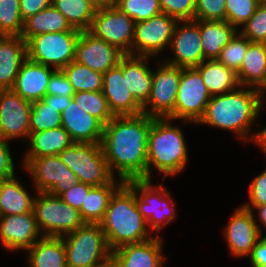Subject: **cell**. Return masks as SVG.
I'll list each match as a JSON object with an SVG mask.
<instances>
[{
  "label": "cell",
  "instance_id": "20",
  "mask_svg": "<svg viewBox=\"0 0 266 267\" xmlns=\"http://www.w3.org/2000/svg\"><path fill=\"white\" fill-rule=\"evenodd\" d=\"M163 239L159 234L139 243L121 246L112 251L111 258L119 267H163Z\"/></svg>",
  "mask_w": 266,
  "mask_h": 267
},
{
  "label": "cell",
  "instance_id": "50",
  "mask_svg": "<svg viewBox=\"0 0 266 267\" xmlns=\"http://www.w3.org/2000/svg\"><path fill=\"white\" fill-rule=\"evenodd\" d=\"M252 267H266V236H262L249 256Z\"/></svg>",
  "mask_w": 266,
  "mask_h": 267
},
{
  "label": "cell",
  "instance_id": "54",
  "mask_svg": "<svg viewBox=\"0 0 266 267\" xmlns=\"http://www.w3.org/2000/svg\"><path fill=\"white\" fill-rule=\"evenodd\" d=\"M257 210V216L259 217V219H256V222H258V220L260 221L261 224H263V226L266 228V204H263V205H259V206H256L254 209H253V212Z\"/></svg>",
  "mask_w": 266,
  "mask_h": 267
},
{
  "label": "cell",
  "instance_id": "16",
  "mask_svg": "<svg viewBox=\"0 0 266 267\" xmlns=\"http://www.w3.org/2000/svg\"><path fill=\"white\" fill-rule=\"evenodd\" d=\"M173 58L164 62L180 68H195L204 61L198 20L178 21L169 46Z\"/></svg>",
  "mask_w": 266,
  "mask_h": 267
},
{
  "label": "cell",
  "instance_id": "6",
  "mask_svg": "<svg viewBox=\"0 0 266 267\" xmlns=\"http://www.w3.org/2000/svg\"><path fill=\"white\" fill-rule=\"evenodd\" d=\"M36 194H34L33 213L43 236L62 237L86 224L80 212L59 196L47 192Z\"/></svg>",
  "mask_w": 266,
  "mask_h": 267
},
{
  "label": "cell",
  "instance_id": "39",
  "mask_svg": "<svg viewBox=\"0 0 266 267\" xmlns=\"http://www.w3.org/2000/svg\"><path fill=\"white\" fill-rule=\"evenodd\" d=\"M250 43L251 42L238 31L221 49L220 56L217 59L228 69L237 73Z\"/></svg>",
  "mask_w": 266,
  "mask_h": 267
},
{
  "label": "cell",
  "instance_id": "41",
  "mask_svg": "<svg viewBox=\"0 0 266 267\" xmlns=\"http://www.w3.org/2000/svg\"><path fill=\"white\" fill-rule=\"evenodd\" d=\"M225 1L226 21H228L237 30L240 29L251 18L260 3L258 0Z\"/></svg>",
  "mask_w": 266,
  "mask_h": 267
},
{
  "label": "cell",
  "instance_id": "2",
  "mask_svg": "<svg viewBox=\"0 0 266 267\" xmlns=\"http://www.w3.org/2000/svg\"><path fill=\"white\" fill-rule=\"evenodd\" d=\"M264 97L257 89L239 85L232 91L212 96L197 124L229 130L244 143H255L259 130L252 133L251 129L263 111Z\"/></svg>",
  "mask_w": 266,
  "mask_h": 267
},
{
  "label": "cell",
  "instance_id": "11",
  "mask_svg": "<svg viewBox=\"0 0 266 267\" xmlns=\"http://www.w3.org/2000/svg\"><path fill=\"white\" fill-rule=\"evenodd\" d=\"M152 71V87L143 113L153 118L174 120L175 101L181 79V68L166 62Z\"/></svg>",
  "mask_w": 266,
  "mask_h": 267
},
{
  "label": "cell",
  "instance_id": "36",
  "mask_svg": "<svg viewBox=\"0 0 266 267\" xmlns=\"http://www.w3.org/2000/svg\"><path fill=\"white\" fill-rule=\"evenodd\" d=\"M72 98L86 113L98 119L104 126L115 117L102 91H80L76 92Z\"/></svg>",
  "mask_w": 266,
  "mask_h": 267
},
{
  "label": "cell",
  "instance_id": "55",
  "mask_svg": "<svg viewBox=\"0 0 266 267\" xmlns=\"http://www.w3.org/2000/svg\"><path fill=\"white\" fill-rule=\"evenodd\" d=\"M97 267H119V266L112 258H109L106 262L98 265Z\"/></svg>",
  "mask_w": 266,
  "mask_h": 267
},
{
  "label": "cell",
  "instance_id": "45",
  "mask_svg": "<svg viewBox=\"0 0 266 267\" xmlns=\"http://www.w3.org/2000/svg\"><path fill=\"white\" fill-rule=\"evenodd\" d=\"M266 204V169L258 176L254 177L249 185V202L241 206L253 211L256 206Z\"/></svg>",
  "mask_w": 266,
  "mask_h": 267
},
{
  "label": "cell",
  "instance_id": "29",
  "mask_svg": "<svg viewBox=\"0 0 266 267\" xmlns=\"http://www.w3.org/2000/svg\"><path fill=\"white\" fill-rule=\"evenodd\" d=\"M26 253L28 267H67L62 237L43 236Z\"/></svg>",
  "mask_w": 266,
  "mask_h": 267
},
{
  "label": "cell",
  "instance_id": "42",
  "mask_svg": "<svg viewBox=\"0 0 266 267\" xmlns=\"http://www.w3.org/2000/svg\"><path fill=\"white\" fill-rule=\"evenodd\" d=\"M250 42L266 43V2H260L251 18L238 30Z\"/></svg>",
  "mask_w": 266,
  "mask_h": 267
},
{
  "label": "cell",
  "instance_id": "33",
  "mask_svg": "<svg viewBox=\"0 0 266 267\" xmlns=\"http://www.w3.org/2000/svg\"><path fill=\"white\" fill-rule=\"evenodd\" d=\"M116 178L118 177H115L109 184L94 186L88 192L79 211L85 223L99 224L103 220L110 197L123 183L121 179Z\"/></svg>",
  "mask_w": 266,
  "mask_h": 267
},
{
  "label": "cell",
  "instance_id": "30",
  "mask_svg": "<svg viewBox=\"0 0 266 267\" xmlns=\"http://www.w3.org/2000/svg\"><path fill=\"white\" fill-rule=\"evenodd\" d=\"M15 175L0 181V216L33 212L35 197Z\"/></svg>",
  "mask_w": 266,
  "mask_h": 267
},
{
  "label": "cell",
  "instance_id": "32",
  "mask_svg": "<svg viewBox=\"0 0 266 267\" xmlns=\"http://www.w3.org/2000/svg\"><path fill=\"white\" fill-rule=\"evenodd\" d=\"M63 31H80L73 28L64 15L50 6L24 20L21 36L28 42L33 36Z\"/></svg>",
  "mask_w": 266,
  "mask_h": 267
},
{
  "label": "cell",
  "instance_id": "19",
  "mask_svg": "<svg viewBox=\"0 0 266 267\" xmlns=\"http://www.w3.org/2000/svg\"><path fill=\"white\" fill-rule=\"evenodd\" d=\"M42 237L33 212L0 216V242L9 252L25 251Z\"/></svg>",
  "mask_w": 266,
  "mask_h": 267
},
{
  "label": "cell",
  "instance_id": "13",
  "mask_svg": "<svg viewBox=\"0 0 266 267\" xmlns=\"http://www.w3.org/2000/svg\"><path fill=\"white\" fill-rule=\"evenodd\" d=\"M178 20L160 13L135 23L132 55L153 57L170 46Z\"/></svg>",
  "mask_w": 266,
  "mask_h": 267
},
{
  "label": "cell",
  "instance_id": "49",
  "mask_svg": "<svg viewBox=\"0 0 266 267\" xmlns=\"http://www.w3.org/2000/svg\"><path fill=\"white\" fill-rule=\"evenodd\" d=\"M52 6V0H20V13L23 20Z\"/></svg>",
  "mask_w": 266,
  "mask_h": 267
},
{
  "label": "cell",
  "instance_id": "23",
  "mask_svg": "<svg viewBox=\"0 0 266 267\" xmlns=\"http://www.w3.org/2000/svg\"><path fill=\"white\" fill-rule=\"evenodd\" d=\"M56 69L27 58L22 64L12 90L25 100L33 103L47 95V87Z\"/></svg>",
  "mask_w": 266,
  "mask_h": 267
},
{
  "label": "cell",
  "instance_id": "17",
  "mask_svg": "<svg viewBox=\"0 0 266 267\" xmlns=\"http://www.w3.org/2000/svg\"><path fill=\"white\" fill-rule=\"evenodd\" d=\"M254 214L253 211L240 206L234 210V214L224 227L223 235L232 256H250L253 247L263 236L261 224L256 222Z\"/></svg>",
  "mask_w": 266,
  "mask_h": 267
},
{
  "label": "cell",
  "instance_id": "14",
  "mask_svg": "<svg viewBox=\"0 0 266 267\" xmlns=\"http://www.w3.org/2000/svg\"><path fill=\"white\" fill-rule=\"evenodd\" d=\"M135 21L118 8L97 9L88 30L95 37L132 55Z\"/></svg>",
  "mask_w": 266,
  "mask_h": 267
},
{
  "label": "cell",
  "instance_id": "40",
  "mask_svg": "<svg viewBox=\"0 0 266 267\" xmlns=\"http://www.w3.org/2000/svg\"><path fill=\"white\" fill-rule=\"evenodd\" d=\"M117 8L135 23L162 13L159 0H119Z\"/></svg>",
  "mask_w": 266,
  "mask_h": 267
},
{
  "label": "cell",
  "instance_id": "15",
  "mask_svg": "<svg viewBox=\"0 0 266 267\" xmlns=\"http://www.w3.org/2000/svg\"><path fill=\"white\" fill-rule=\"evenodd\" d=\"M31 106L12 89L0 90V137L7 141L22 138L27 142Z\"/></svg>",
  "mask_w": 266,
  "mask_h": 267
},
{
  "label": "cell",
  "instance_id": "9",
  "mask_svg": "<svg viewBox=\"0 0 266 267\" xmlns=\"http://www.w3.org/2000/svg\"><path fill=\"white\" fill-rule=\"evenodd\" d=\"M80 32H50L33 36L27 42V56L42 65L63 69L75 59V47Z\"/></svg>",
  "mask_w": 266,
  "mask_h": 267
},
{
  "label": "cell",
  "instance_id": "47",
  "mask_svg": "<svg viewBox=\"0 0 266 267\" xmlns=\"http://www.w3.org/2000/svg\"><path fill=\"white\" fill-rule=\"evenodd\" d=\"M93 187L94 186L92 185L79 182L71 187L68 191L62 193L59 197L69 206L80 211L82 203L86 199L88 192Z\"/></svg>",
  "mask_w": 266,
  "mask_h": 267
},
{
  "label": "cell",
  "instance_id": "44",
  "mask_svg": "<svg viewBox=\"0 0 266 267\" xmlns=\"http://www.w3.org/2000/svg\"><path fill=\"white\" fill-rule=\"evenodd\" d=\"M225 0H196L194 20L226 21Z\"/></svg>",
  "mask_w": 266,
  "mask_h": 267
},
{
  "label": "cell",
  "instance_id": "7",
  "mask_svg": "<svg viewBox=\"0 0 266 267\" xmlns=\"http://www.w3.org/2000/svg\"><path fill=\"white\" fill-rule=\"evenodd\" d=\"M58 156L81 183L103 186L116 177L109 169L101 144L73 142Z\"/></svg>",
  "mask_w": 266,
  "mask_h": 267
},
{
  "label": "cell",
  "instance_id": "53",
  "mask_svg": "<svg viewBox=\"0 0 266 267\" xmlns=\"http://www.w3.org/2000/svg\"><path fill=\"white\" fill-rule=\"evenodd\" d=\"M255 144L263 150L262 153L266 156V126L259 131Z\"/></svg>",
  "mask_w": 266,
  "mask_h": 267
},
{
  "label": "cell",
  "instance_id": "4",
  "mask_svg": "<svg viewBox=\"0 0 266 267\" xmlns=\"http://www.w3.org/2000/svg\"><path fill=\"white\" fill-rule=\"evenodd\" d=\"M169 118H153L147 142V179L154 166L162 180L180 174L188 163V148L180 127L171 125ZM163 174V176L161 175Z\"/></svg>",
  "mask_w": 266,
  "mask_h": 267
},
{
  "label": "cell",
  "instance_id": "25",
  "mask_svg": "<svg viewBox=\"0 0 266 267\" xmlns=\"http://www.w3.org/2000/svg\"><path fill=\"white\" fill-rule=\"evenodd\" d=\"M27 58V42L22 36L0 35V90L12 89Z\"/></svg>",
  "mask_w": 266,
  "mask_h": 267
},
{
  "label": "cell",
  "instance_id": "37",
  "mask_svg": "<svg viewBox=\"0 0 266 267\" xmlns=\"http://www.w3.org/2000/svg\"><path fill=\"white\" fill-rule=\"evenodd\" d=\"M62 124L61 113L52 105H47L43 100L32 103L30 112V133L45 131L60 127Z\"/></svg>",
  "mask_w": 266,
  "mask_h": 267
},
{
  "label": "cell",
  "instance_id": "43",
  "mask_svg": "<svg viewBox=\"0 0 266 267\" xmlns=\"http://www.w3.org/2000/svg\"><path fill=\"white\" fill-rule=\"evenodd\" d=\"M162 13L178 21L194 20L196 0H159Z\"/></svg>",
  "mask_w": 266,
  "mask_h": 267
},
{
  "label": "cell",
  "instance_id": "21",
  "mask_svg": "<svg viewBox=\"0 0 266 267\" xmlns=\"http://www.w3.org/2000/svg\"><path fill=\"white\" fill-rule=\"evenodd\" d=\"M102 93L106 97L109 109L114 116L143 113V106L129 92L123 70L118 65L103 74Z\"/></svg>",
  "mask_w": 266,
  "mask_h": 267
},
{
  "label": "cell",
  "instance_id": "51",
  "mask_svg": "<svg viewBox=\"0 0 266 267\" xmlns=\"http://www.w3.org/2000/svg\"><path fill=\"white\" fill-rule=\"evenodd\" d=\"M42 100L47 105L54 106L56 108V111H58L59 113H62L64 109H66L70 105L73 98L65 96L46 95Z\"/></svg>",
  "mask_w": 266,
  "mask_h": 267
},
{
  "label": "cell",
  "instance_id": "34",
  "mask_svg": "<svg viewBox=\"0 0 266 267\" xmlns=\"http://www.w3.org/2000/svg\"><path fill=\"white\" fill-rule=\"evenodd\" d=\"M52 6L61 12L70 25L80 31L89 30L96 8L87 0H52Z\"/></svg>",
  "mask_w": 266,
  "mask_h": 267
},
{
  "label": "cell",
  "instance_id": "10",
  "mask_svg": "<svg viewBox=\"0 0 266 267\" xmlns=\"http://www.w3.org/2000/svg\"><path fill=\"white\" fill-rule=\"evenodd\" d=\"M23 167L31 175L36 192L60 196L79 183L76 174L62 162L58 155L24 158Z\"/></svg>",
  "mask_w": 266,
  "mask_h": 267
},
{
  "label": "cell",
  "instance_id": "8",
  "mask_svg": "<svg viewBox=\"0 0 266 267\" xmlns=\"http://www.w3.org/2000/svg\"><path fill=\"white\" fill-rule=\"evenodd\" d=\"M151 181V179H132L126 183L135 192L136 204L147 221L148 228L159 233L163 226L166 227L175 221V202L163 183L153 185Z\"/></svg>",
  "mask_w": 266,
  "mask_h": 267
},
{
  "label": "cell",
  "instance_id": "26",
  "mask_svg": "<svg viewBox=\"0 0 266 267\" xmlns=\"http://www.w3.org/2000/svg\"><path fill=\"white\" fill-rule=\"evenodd\" d=\"M239 85L266 93V43L251 42L236 73Z\"/></svg>",
  "mask_w": 266,
  "mask_h": 267
},
{
  "label": "cell",
  "instance_id": "31",
  "mask_svg": "<svg viewBox=\"0 0 266 267\" xmlns=\"http://www.w3.org/2000/svg\"><path fill=\"white\" fill-rule=\"evenodd\" d=\"M195 69L200 73L211 96L227 93L239 86L237 74L218 59L205 60Z\"/></svg>",
  "mask_w": 266,
  "mask_h": 267
},
{
  "label": "cell",
  "instance_id": "22",
  "mask_svg": "<svg viewBox=\"0 0 266 267\" xmlns=\"http://www.w3.org/2000/svg\"><path fill=\"white\" fill-rule=\"evenodd\" d=\"M61 126L73 142L101 144L104 125L73 100L61 113Z\"/></svg>",
  "mask_w": 266,
  "mask_h": 267
},
{
  "label": "cell",
  "instance_id": "52",
  "mask_svg": "<svg viewBox=\"0 0 266 267\" xmlns=\"http://www.w3.org/2000/svg\"><path fill=\"white\" fill-rule=\"evenodd\" d=\"M119 0H93L96 9L117 8Z\"/></svg>",
  "mask_w": 266,
  "mask_h": 267
},
{
  "label": "cell",
  "instance_id": "35",
  "mask_svg": "<svg viewBox=\"0 0 266 267\" xmlns=\"http://www.w3.org/2000/svg\"><path fill=\"white\" fill-rule=\"evenodd\" d=\"M62 71L69 79L75 93L80 91H102L103 74L73 60Z\"/></svg>",
  "mask_w": 266,
  "mask_h": 267
},
{
  "label": "cell",
  "instance_id": "18",
  "mask_svg": "<svg viewBox=\"0 0 266 267\" xmlns=\"http://www.w3.org/2000/svg\"><path fill=\"white\" fill-rule=\"evenodd\" d=\"M125 54L116 46L95 37L88 30L81 31L75 47V61L104 74L116 67Z\"/></svg>",
  "mask_w": 266,
  "mask_h": 267
},
{
  "label": "cell",
  "instance_id": "12",
  "mask_svg": "<svg viewBox=\"0 0 266 267\" xmlns=\"http://www.w3.org/2000/svg\"><path fill=\"white\" fill-rule=\"evenodd\" d=\"M212 96L195 68H181V79L175 101L174 120L197 124L204 116Z\"/></svg>",
  "mask_w": 266,
  "mask_h": 267
},
{
  "label": "cell",
  "instance_id": "5",
  "mask_svg": "<svg viewBox=\"0 0 266 267\" xmlns=\"http://www.w3.org/2000/svg\"><path fill=\"white\" fill-rule=\"evenodd\" d=\"M62 238L67 267H97L111 258L112 251L100 224L86 223Z\"/></svg>",
  "mask_w": 266,
  "mask_h": 267
},
{
  "label": "cell",
  "instance_id": "24",
  "mask_svg": "<svg viewBox=\"0 0 266 267\" xmlns=\"http://www.w3.org/2000/svg\"><path fill=\"white\" fill-rule=\"evenodd\" d=\"M151 57L125 54L118 66L123 70L126 87L132 96L143 106L152 87V69L148 65Z\"/></svg>",
  "mask_w": 266,
  "mask_h": 267
},
{
  "label": "cell",
  "instance_id": "48",
  "mask_svg": "<svg viewBox=\"0 0 266 267\" xmlns=\"http://www.w3.org/2000/svg\"><path fill=\"white\" fill-rule=\"evenodd\" d=\"M9 142L0 137V181L15 175L14 160L11 155Z\"/></svg>",
  "mask_w": 266,
  "mask_h": 267
},
{
  "label": "cell",
  "instance_id": "28",
  "mask_svg": "<svg viewBox=\"0 0 266 267\" xmlns=\"http://www.w3.org/2000/svg\"><path fill=\"white\" fill-rule=\"evenodd\" d=\"M204 61L217 59L238 30L228 21L198 20Z\"/></svg>",
  "mask_w": 266,
  "mask_h": 267
},
{
  "label": "cell",
  "instance_id": "1",
  "mask_svg": "<svg viewBox=\"0 0 266 267\" xmlns=\"http://www.w3.org/2000/svg\"><path fill=\"white\" fill-rule=\"evenodd\" d=\"M151 123L152 117L141 113L115 116L104 126L101 141L104 156L111 173L117 174L123 182L147 179V142Z\"/></svg>",
  "mask_w": 266,
  "mask_h": 267
},
{
  "label": "cell",
  "instance_id": "27",
  "mask_svg": "<svg viewBox=\"0 0 266 267\" xmlns=\"http://www.w3.org/2000/svg\"><path fill=\"white\" fill-rule=\"evenodd\" d=\"M28 149L23 158H38L59 155L73 141L66 130L60 126L54 129L30 133Z\"/></svg>",
  "mask_w": 266,
  "mask_h": 267
},
{
  "label": "cell",
  "instance_id": "3",
  "mask_svg": "<svg viewBox=\"0 0 266 267\" xmlns=\"http://www.w3.org/2000/svg\"><path fill=\"white\" fill-rule=\"evenodd\" d=\"M99 224L111 251L155 237L150 234L147 221L139 211L134 190L126 182L110 197L105 216Z\"/></svg>",
  "mask_w": 266,
  "mask_h": 267
},
{
  "label": "cell",
  "instance_id": "46",
  "mask_svg": "<svg viewBox=\"0 0 266 267\" xmlns=\"http://www.w3.org/2000/svg\"><path fill=\"white\" fill-rule=\"evenodd\" d=\"M75 91L62 69H56L48 82L47 95L72 97Z\"/></svg>",
  "mask_w": 266,
  "mask_h": 267
},
{
  "label": "cell",
  "instance_id": "38",
  "mask_svg": "<svg viewBox=\"0 0 266 267\" xmlns=\"http://www.w3.org/2000/svg\"><path fill=\"white\" fill-rule=\"evenodd\" d=\"M23 26L20 0H0V35L21 36Z\"/></svg>",
  "mask_w": 266,
  "mask_h": 267
}]
</instances>
